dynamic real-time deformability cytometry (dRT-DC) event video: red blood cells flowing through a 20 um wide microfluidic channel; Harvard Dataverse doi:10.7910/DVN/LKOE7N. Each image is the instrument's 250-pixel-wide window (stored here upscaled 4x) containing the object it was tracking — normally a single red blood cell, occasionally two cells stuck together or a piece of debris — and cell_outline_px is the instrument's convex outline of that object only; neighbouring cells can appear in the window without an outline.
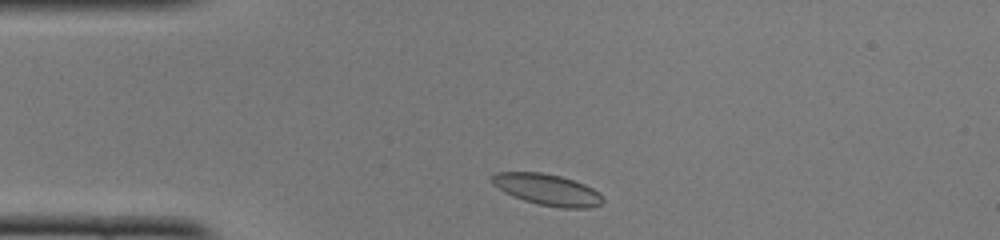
{"species": "common noctule bat (a hibernating species)", "species_latin": "Nyctalus noctula", "temperature_condition": "cold", "stored_images_in_passage": 39, "camera_frame_rate_fps": 3000, "um_per_image_px": 0.085, "animal": {"sex": "female", "body_mass_g": 22.0, "forearm_length_mm": 56.7}, "frame": {"image": 1, "passage_image": 1, "time_ms": 0.0, "image_size_px": [1000, 240], "cell_outline_px": [[604, 200], [600, 204], [588, 208], [560, 208], [540, 204], [524, 200], [512, 196], [504, 192], [492, 184], [492, 176], [496, 172], [540, 172], [560, 176], [584, 184], [600, 192]], "centroid_in_image_um": [46.52, 16.12], "position_along_channel_um": 38.5, "area_um2": 20.11}}
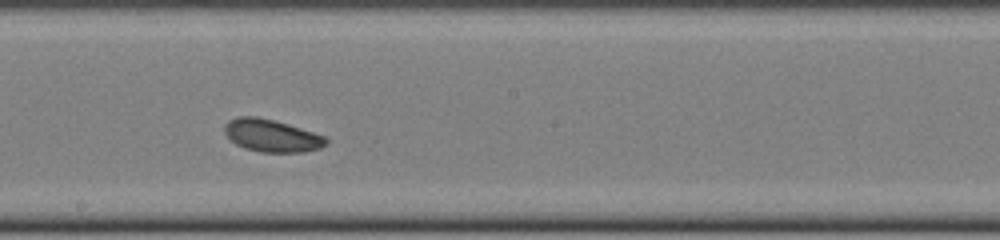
{"frame": {"image": 2, "passage_image": 17, "time_ms": 5.333, "image_size_px": [1000, 240], "cell_outline_px": [[328, 144], [320, 148], [304, 152], [260, 152], [244, 148], [236, 144], [224, 132], [224, 124], [228, 120], [240, 116], [256, 116], [288, 124], [324, 136], [328, 140]], "centroid_in_image_um": [23.08, 11.53], "position_along_channel_um": 225.1, "area_um2": 19.13}}
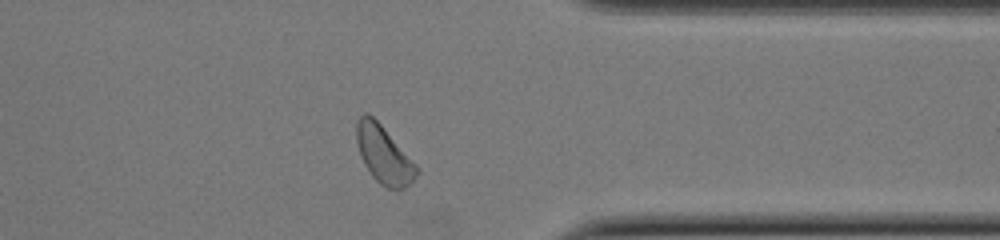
{"frame": {"image": 3, "passage_image": 29, "time_ms": 9.333, "image_size_px": [1000, 240], "cell_outline_px": [[420, 172], [404, 188], [388, 188], [380, 184], [372, 176], [364, 164], [360, 156], [356, 140], [356, 120], [364, 112], [368, 112], [380, 124], [420, 168]], "centroid_in_image_um": [32.61, 13.13], "position_along_channel_um": 378.8, "area_um2": 20.06}, "authors_computed_cell_mechanics": {"area_um2": 19.3052, "velocity_mm_per_s": 4.0276, "shape_relaxation_time_tau1_ms": 2.7142, "shape_relaxation_time_tau2_ms": null, "deformation_change_tau1": 0.0746, "deformation_change_tau2": null}}